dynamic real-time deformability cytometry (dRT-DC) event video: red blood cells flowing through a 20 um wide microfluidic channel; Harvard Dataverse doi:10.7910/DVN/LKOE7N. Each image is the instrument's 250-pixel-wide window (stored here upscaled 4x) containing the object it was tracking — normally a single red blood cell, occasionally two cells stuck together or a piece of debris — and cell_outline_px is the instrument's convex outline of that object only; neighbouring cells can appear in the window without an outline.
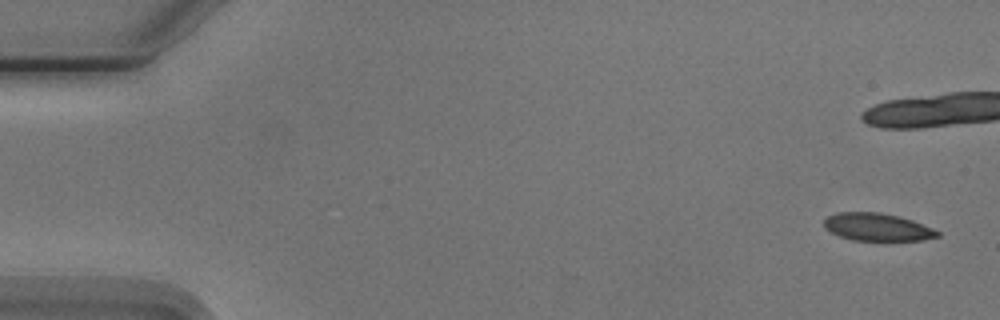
{"species": "Egyptian fruit bat (a non-hibernating species)", "species_latin": "Rousettus aegyptiacus", "temperature_condition": "cold", "stored_images_in_passage": 6, "camera_frame_rate_fps": 3000, "um_per_image_px": 0.085, "animal": {"sex": "male"}, "frame": {"image": 1, "passage_image": 1, "time_ms": 0.0, "image_size_px": [1000, 320], "cell_outline_px": [[940, 236], [924, 240], [852, 240], [840, 236], [824, 228], [824, 220], [828, 216], [836, 212], [880, 212], [912, 220], [932, 228], [940, 232]], "centroid_in_image_um": [74.56, 19.3], "position_along_channel_um": 10.4, "area_um2": 18.15}}
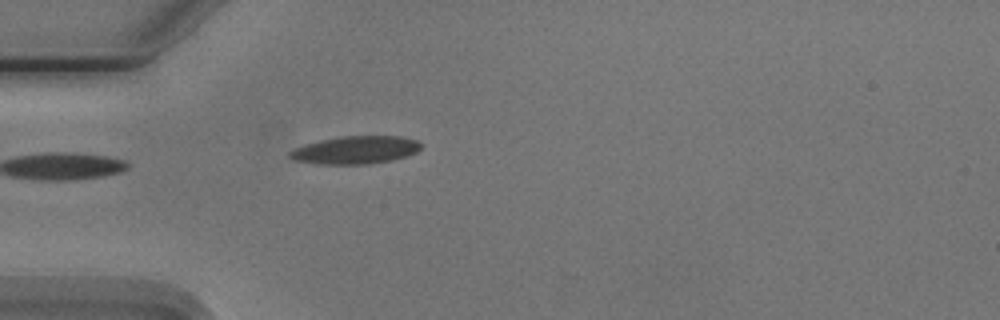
{"frame": {"image": 2, "passage_image": 6, "time_ms": 6.0, "image_size_px": [1000, 320], "cell_outline_px": [[420, 148], [416, 152], [408, 156], [392, 160], [368, 164], [320, 164], [292, 160], [288, 156], [288, 152], [304, 144], [320, 140], [340, 136], [400, 136], [416, 140], [420, 144]], "centroid_in_image_um": [30.19, 12.75], "position_along_channel_um": 54.8, "area_um2": 21.33}}